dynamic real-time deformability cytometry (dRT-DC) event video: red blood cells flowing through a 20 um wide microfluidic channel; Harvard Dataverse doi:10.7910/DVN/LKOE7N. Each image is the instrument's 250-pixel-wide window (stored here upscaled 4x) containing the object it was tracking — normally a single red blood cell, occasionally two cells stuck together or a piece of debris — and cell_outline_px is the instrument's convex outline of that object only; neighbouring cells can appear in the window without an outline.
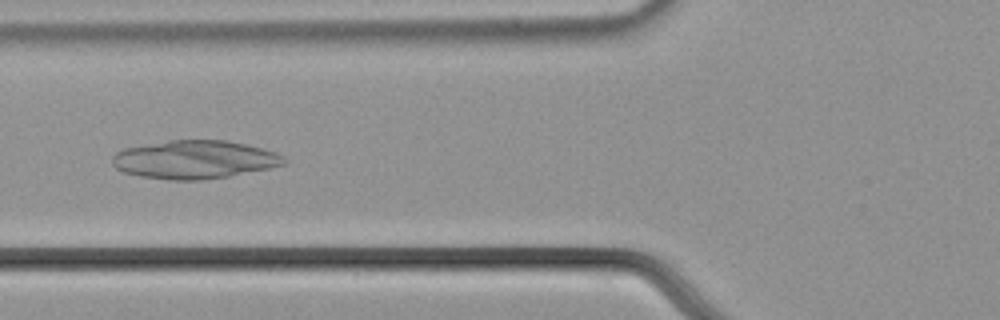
{"species": "common noctule bat (a hibernating species)", "species_latin": "Nyctalus noctula", "temperature_condition": "cold", "stored_images_in_passage": 50, "camera_frame_rate_fps": 3000, "um_per_image_px": 0.085, "animal": {"sex": "male", "body_mass_g": 21.5, "forearm_length_mm": 52.0}, "frame": {"image": 1, "passage_image": 22, "time_ms": 7.0, "image_size_px": [1000, 320], "cell_outline_px": [[288, 160], [284, 164], [268, 168], [228, 176], [200, 180], [168, 180], [140, 176], [124, 172], [116, 168], [112, 164], [112, 156], [116, 152], [124, 148], [168, 140], [228, 140], [276, 152], [284, 156]], "centroid_in_image_um": [16.51, 13.56], "position_along_channel_um": 109.3, "area_um2": 38.26}}
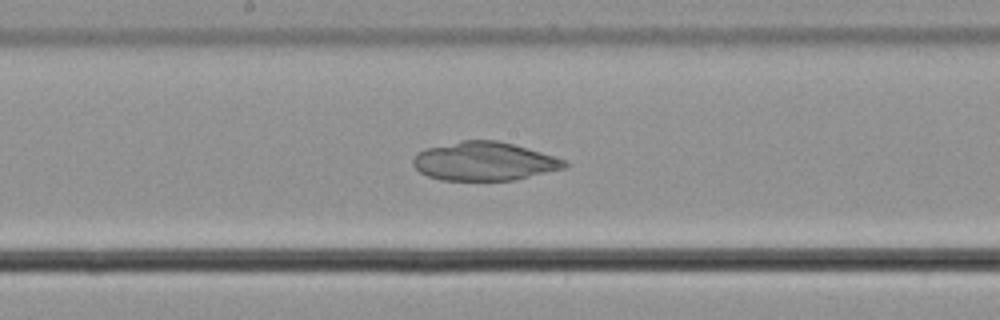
{"frame": {"image": 2, "passage_image": 30, "time_ms": 9.667, "image_size_px": [1000, 320], "cell_outline_px": [[568, 168], [512, 180], [440, 180], [428, 176], [420, 172], [412, 164], [412, 160], [416, 152], [424, 148], [460, 140], [496, 140], [512, 144], [556, 156], [564, 160], [568, 164]], "centroid_in_image_um": [41.14, 13.7], "position_along_channel_um": 207.1, "area_um2": 34.28}}
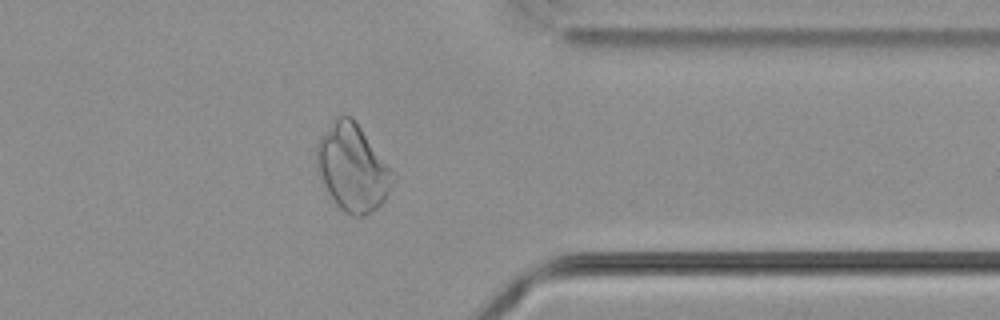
{"frame": {"image": 3, "passage_image": 45, "time_ms": 14.667, "image_size_px": [1000, 320], "cell_outline_px": [[396, 176], [384, 200], [372, 212], [364, 216], [352, 216], [344, 212], [336, 204], [328, 192], [316, 172], [316, 144], [320, 136], [336, 116], [344, 112], [352, 116], [396, 172]], "centroid_in_image_um": [29.96, 14.22], "position_along_channel_um": 381.4, "area_um2": 39.3}}